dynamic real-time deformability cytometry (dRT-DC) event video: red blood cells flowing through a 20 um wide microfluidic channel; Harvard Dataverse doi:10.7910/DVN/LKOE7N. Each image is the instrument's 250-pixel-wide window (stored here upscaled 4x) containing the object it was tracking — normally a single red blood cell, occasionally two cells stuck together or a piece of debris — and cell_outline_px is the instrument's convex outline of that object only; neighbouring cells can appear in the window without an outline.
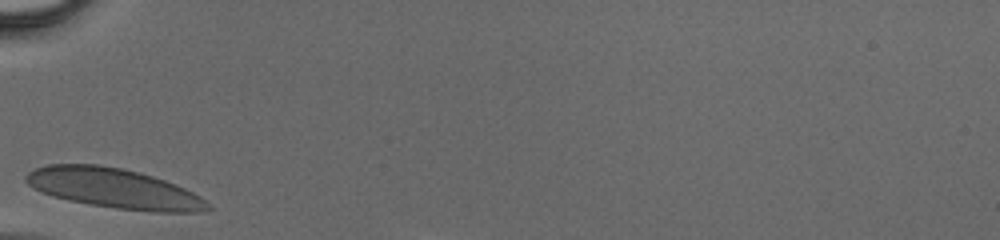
{"species": "human", "species_latin": "Homo sapiens", "temperature_condition": "cold", "stored_images_in_passage": 23, "camera_frame_rate_fps": 3000, "um_per_image_px": 0.085, "donor": {"sex": "male"}, "frame": {"image": 1, "passage_image": 1, "time_ms": 0.0, "image_size_px": [1000, 240], "cell_outline_px": [[212, 208], [200, 212], [152, 212], [116, 208], [68, 200], [52, 196], [40, 192], [32, 188], [24, 180], [24, 176], [28, 172], [36, 168], [48, 164], [100, 164], [140, 172], [164, 180], [184, 188], [200, 196]], "centroid_in_image_um": [9.65, 16.01], "position_along_channel_um": 75.4, "area_um2": 42.19}}
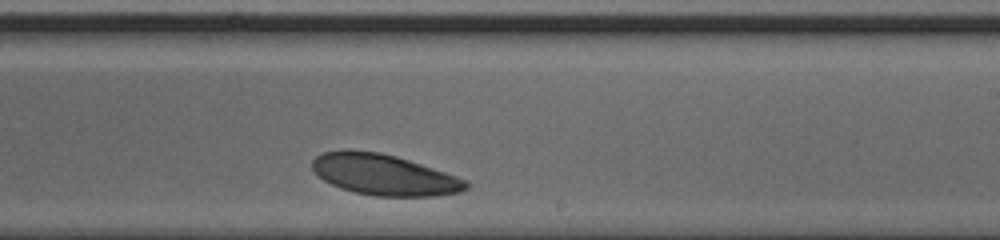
{"frame": {"image": 2, "passage_image": 14, "time_ms": 4.333, "image_size_px": [1000, 240], "cell_outline_px": [[468, 188], [460, 192], [436, 196], [376, 196], [356, 192], [340, 188], [324, 180], [312, 168], [312, 160], [316, 156], [324, 152], [340, 148], [348, 148], [380, 152], [396, 156], [444, 172], [464, 180], [468, 184]], "centroid_in_image_um": [32.58, 14.83], "position_along_channel_um": 256.4, "area_um2": 36.53}}
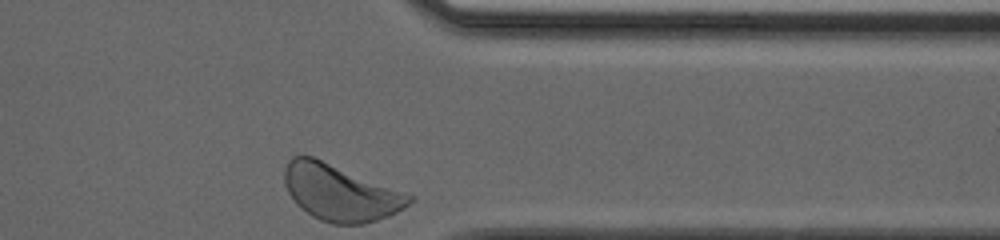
{"frame": {"image": 3, "passage_image": 23, "time_ms": 7.333, "image_size_px": [1000, 240], "cell_outline_px": [[416, 196], [404, 208], [388, 216], [364, 224], [332, 224], [320, 220], [312, 216], [300, 208], [296, 204], [288, 192], [284, 184], [284, 168], [288, 160], [292, 156], [312, 156]], "centroid_in_image_um": [28.9, 16.38], "position_along_channel_um": 382.5, "area_um2": 40.92}}